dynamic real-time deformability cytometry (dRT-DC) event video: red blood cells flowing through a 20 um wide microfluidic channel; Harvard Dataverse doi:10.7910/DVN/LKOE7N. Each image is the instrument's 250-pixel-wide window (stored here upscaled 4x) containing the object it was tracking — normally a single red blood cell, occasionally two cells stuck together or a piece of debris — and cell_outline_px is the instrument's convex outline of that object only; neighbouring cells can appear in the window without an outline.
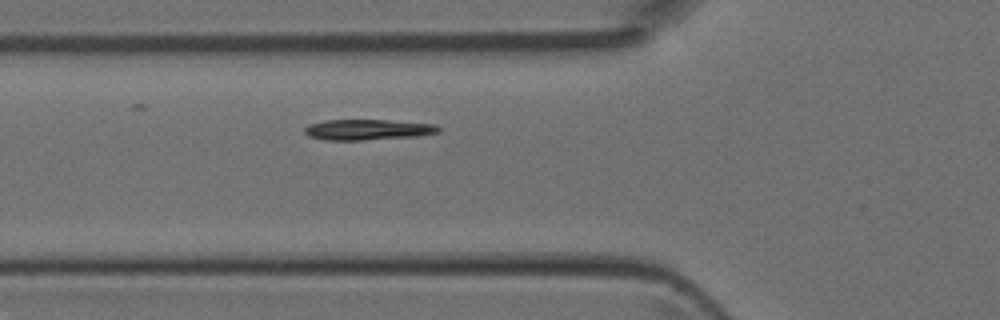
{"species": "Egyptian fruit bat (a non-hibernating species)", "species_latin": "Rousettus aegyptiacus", "temperature_condition": "room temperature", "stored_images_in_passage": 2, "camera_frame_rate_fps": 3000, "um_per_image_px": 0.085, "animal": {"sex": "female"}, "frame": {"image": 1, "passage_image": 2, "time_ms": 0.333, "image_size_px": [1000, 320], "cell_outline_px": [[440, 132], [416, 136], [360, 140], [324, 140], [308, 136], [304, 132], [304, 128], [308, 124], [324, 120], [388, 120], [432, 124], [440, 128]], "centroid_in_image_um": [31.19, 11.02], "position_along_channel_um": 94.6, "area_um2": 16.01}}